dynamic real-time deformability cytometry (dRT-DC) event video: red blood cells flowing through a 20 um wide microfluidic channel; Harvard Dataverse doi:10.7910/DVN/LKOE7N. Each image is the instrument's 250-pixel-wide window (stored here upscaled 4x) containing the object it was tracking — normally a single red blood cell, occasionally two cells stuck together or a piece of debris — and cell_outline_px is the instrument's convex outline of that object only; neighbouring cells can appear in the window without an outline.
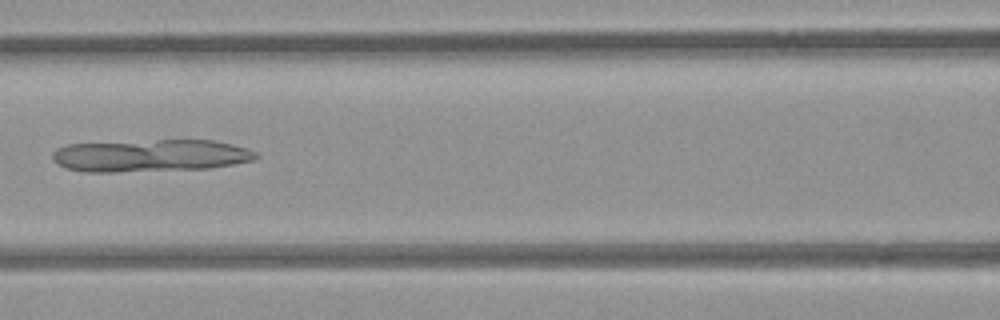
{"species": "common noctule bat (a hibernating species)", "species_latin": "Nyctalus noctula", "temperature_condition": "room temperature", "stored_images_in_passage": 39, "camera_frame_rate_fps": 3000, "um_per_image_px": 0.085, "animal": {"sex": "female", "body_mass_g": 21.9}, "frame": {"image": 1, "passage_image": 10, "time_ms": 3.0, "image_size_px": [1000, 320], "cell_outline_px": [[260, 156], [256, 160], [208, 168], [112, 172], [84, 172], [68, 168], [52, 160], [52, 152], [56, 148], [68, 144], [160, 140], [212, 140], [232, 144], [248, 148], [256, 152]], "centroid_in_image_um": [12.81, 13.22], "position_along_channel_um": 153.8, "area_um2": 38.26}}
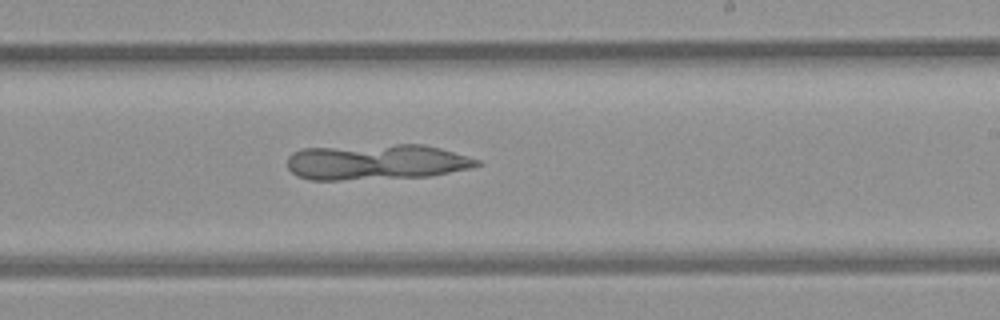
{"frame": {"image": 2, "passage_image": 18, "time_ms": 5.667, "image_size_px": [1000, 320], "cell_outline_px": [[484, 164], [472, 168], [432, 176], [340, 180], [312, 180], [300, 176], [292, 172], [288, 168], [288, 156], [292, 152], [304, 148], [396, 144], [424, 144], [440, 148], [480, 160]], "centroid_in_image_um": [32.03, 13.77], "position_along_channel_um": 257.0, "area_um2": 39.54}}
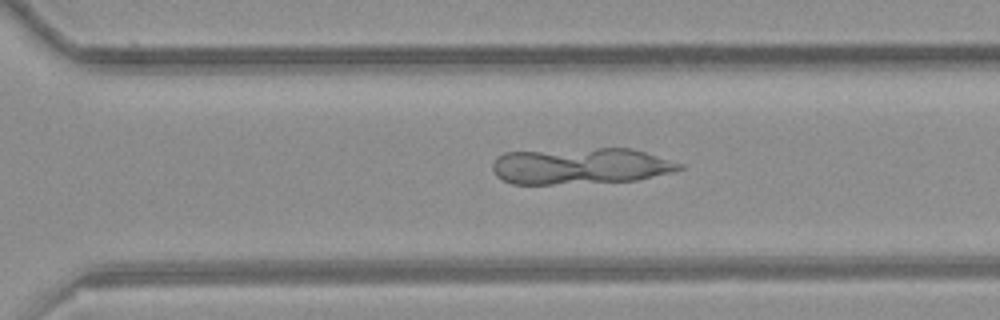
{"frame": {"image": 3, "passage_image": 23, "time_ms": 7.333, "image_size_px": [1000, 320], "cell_outline_px": [[684, 168], [676, 172], [636, 180], [552, 184], [512, 184], [496, 176], [492, 168], [492, 164], [496, 156], [504, 152], [596, 148], [632, 148], [684, 164]], "centroid_in_image_um": [49.35, 14.1], "position_along_channel_um": 321.2, "area_um2": 39.77}}